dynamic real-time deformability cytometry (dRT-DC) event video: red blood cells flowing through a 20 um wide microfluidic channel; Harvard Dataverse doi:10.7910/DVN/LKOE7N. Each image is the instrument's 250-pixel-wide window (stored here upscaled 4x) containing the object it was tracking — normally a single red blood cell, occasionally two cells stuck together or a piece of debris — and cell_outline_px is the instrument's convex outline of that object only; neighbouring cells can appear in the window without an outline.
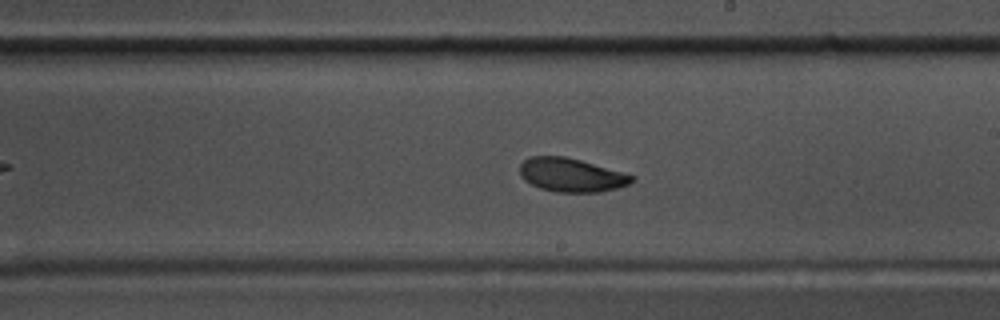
{"species": "common noctule bat (a hibernating species)", "species_latin": "Nyctalus noctula", "temperature_condition": "warm", "stored_images_in_passage": 57, "camera_frame_rate_fps": 3000, "um_per_image_px": 0.085, "animal": {"sex": "male", "body_mass_g": 17.5, "forearm_length_mm": 52.3}, "frame": {"image": 1, "passage_image": 33, "time_ms": 10.667, "image_size_px": [1000, 320], "cell_outline_px": [[636, 180], [628, 184], [616, 188], [600, 192], [556, 192], [540, 188], [524, 180], [520, 176], [520, 164], [528, 156], [564, 156], [580, 160], [636, 176]], "centroid_in_image_um": [48.55, 14.87], "position_along_channel_um": 240.5, "area_um2": 21.96}}
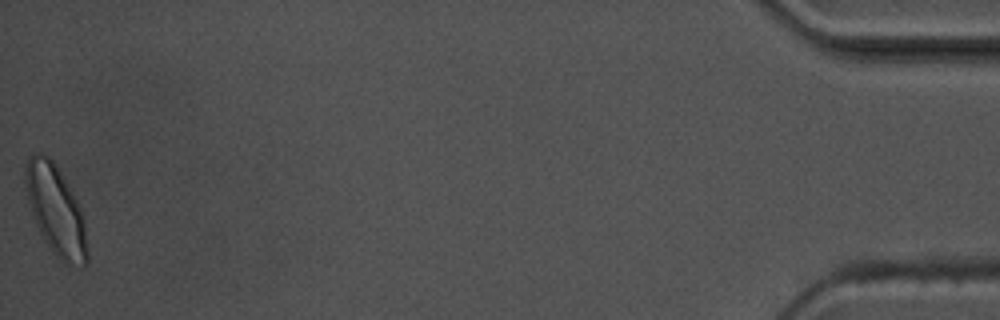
{"frame": {"image": 2, "passage_image": 57, "time_ms": 18.667, "image_size_px": [1000, 320], "cell_outline_px": [[88, 264], [64, 264], [52, 252], [44, 240], [36, 224], [28, 200], [24, 184], [24, 168], [28, 156], [36, 152], [40, 152], [48, 156], [52, 160], [72, 192], [80, 208], [84, 220], [88, 248]], "centroid_in_image_um": [4.72, 17.87], "position_along_channel_um": 430.5, "area_um2": 32.19}, "authors_computed_cell_mechanics": {"area_um2": 22.3108, "velocity_mm_per_s": 3.5825, "shape_relaxation_time_tau1_ms": 4.2853, "shape_relaxation_time_tau2_ms": 3.3664, "deformation_change_tau1": 0.1395, "deformation_change_tau2": 0.0678}}